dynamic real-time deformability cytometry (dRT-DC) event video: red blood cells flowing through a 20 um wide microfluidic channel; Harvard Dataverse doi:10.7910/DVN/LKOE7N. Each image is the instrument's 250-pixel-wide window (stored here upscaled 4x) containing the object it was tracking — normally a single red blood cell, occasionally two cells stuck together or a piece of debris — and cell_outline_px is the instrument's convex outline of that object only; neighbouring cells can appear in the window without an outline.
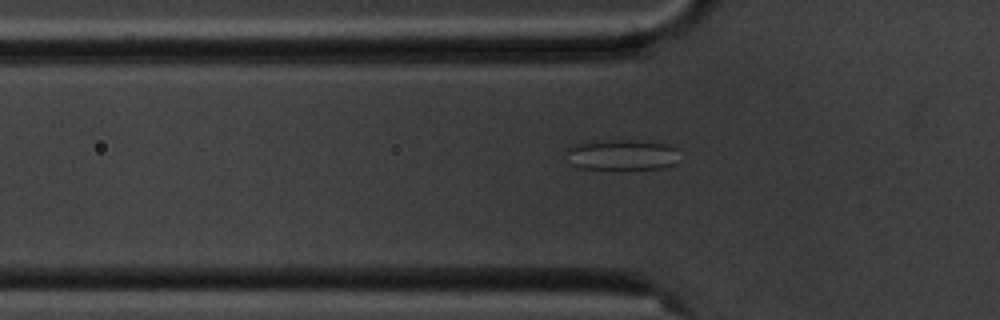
{"species": "common noctule bat (a hibernating species)", "species_latin": "Nyctalus noctula", "temperature_condition": "cold", "stored_images_in_passage": 41, "camera_frame_rate_fps": 3000, "um_per_image_px": 0.085, "animal": {"sex": "male", "body_mass_g": 20.1, "forearm_length_mm": 53.5}, "frame": {"image": 1, "passage_image": 3, "time_ms": 0.667, "image_size_px": [1000, 320], "cell_outline_px": [[676, 164], [664, 168], [580, 168], [568, 164], [564, 152], [564, 148], [572, 144], [612, 140], [636, 140], [664, 144], [676, 148]], "centroid_in_image_um": [52.75, 13.15], "position_along_channel_um": 73.0, "area_um2": 20.17}}
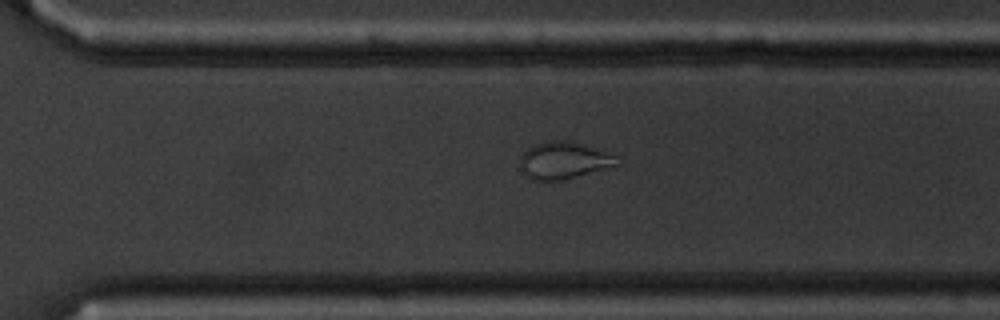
{"frame": {"image": 2, "passage_image": 24, "time_ms": 7.667, "image_size_px": [1000, 320], "cell_outline_px": [[620, 164], [564, 180], [532, 180], [520, 168], [520, 156], [528, 148], [536, 144], [548, 140], [568, 140], [620, 156]], "centroid_in_image_um": [47.94, 13.63], "position_along_channel_um": 322.7, "area_um2": 20.92}}
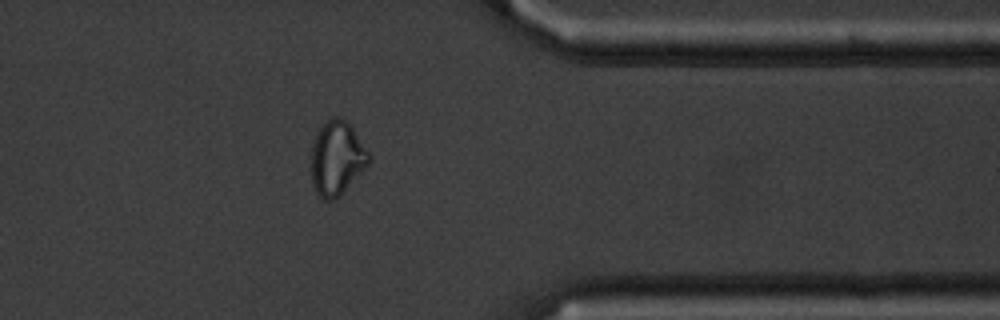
{"frame": {"image": 3, "passage_image": 30, "time_ms": 9.667, "image_size_px": [1000, 320], "cell_outline_px": [[372, 160], [332, 200], [324, 200], [316, 192], [312, 184], [312, 144], [320, 128], [332, 116], [340, 116], [348, 120], [372, 156]], "centroid_in_image_um": [28.64, 13.37], "position_along_channel_um": 382.8, "area_um2": 24.45}, "authors_computed_cell_mechanics": {"area_um2": 20.1722, "velocity_mm_per_s": 3.5624, "shape_relaxation_time_tau1_ms": null, "shape_relaxation_time_tau2_ms": 1.7576, "deformation_change_tau1": null, "deformation_change_tau2": 0.074}}